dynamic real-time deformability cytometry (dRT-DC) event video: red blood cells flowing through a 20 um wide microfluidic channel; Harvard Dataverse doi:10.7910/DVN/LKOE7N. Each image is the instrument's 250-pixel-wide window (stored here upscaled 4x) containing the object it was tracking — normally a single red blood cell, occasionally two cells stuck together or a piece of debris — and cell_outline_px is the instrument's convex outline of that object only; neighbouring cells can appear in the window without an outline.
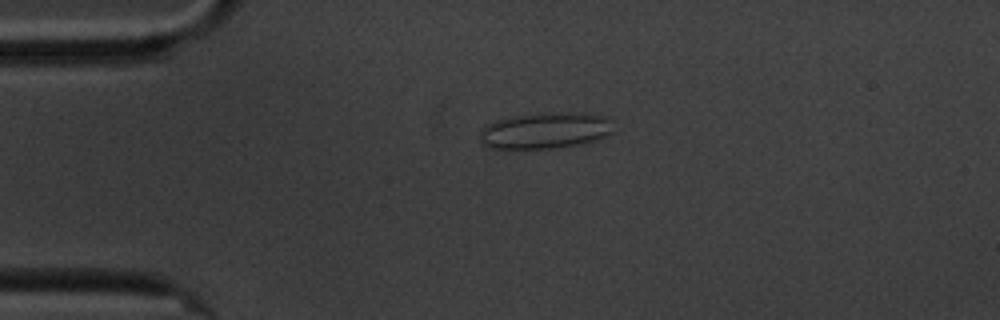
{"species": "common noctule bat (a hibernating species)", "species_latin": "Nyctalus noctula", "temperature_condition": "cold", "stored_images_in_passage": 46, "camera_frame_rate_fps": 3000, "um_per_image_px": 0.085, "animal": {"sex": "male", "body_mass_g": 20.1, "forearm_length_mm": 53.5}, "frame": {"image": 1, "passage_image": 1, "time_ms": 0.0, "image_size_px": [1000, 320], "cell_outline_px": [[612, 132], [608, 136], [596, 140], [580, 144], [556, 148], [488, 148], [480, 144], [480, 128], [496, 120], [512, 116], [540, 112], [588, 112], [612, 116]], "centroid_in_image_um": [46.4, 11.07], "position_along_channel_um": 38.6, "area_um2": 29.07}}
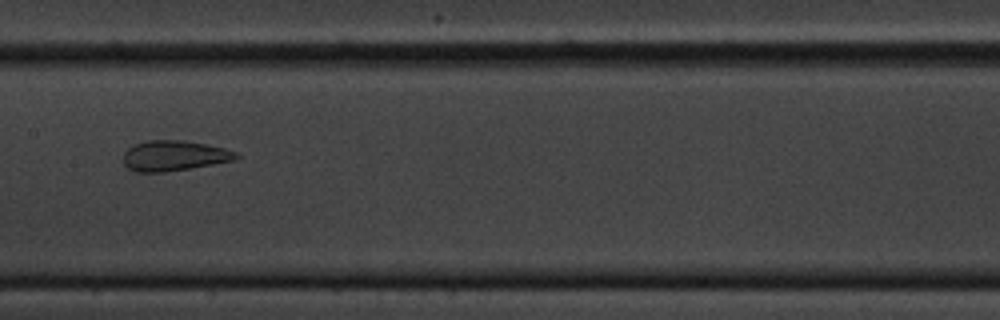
{"frame": {"image": 2, "passage_image": 17, "time_ms": 5.333, "image_size_px": [1000, 320], "cell_outline_px": [[240, 156], [236, 160], [164, 172], [136, 172], [128, 168], [124, 164], [124, 152], [132, 144], [148, 140], [184, 140], [224, 148], [236, 152]], "centroid_in_image_um": [14.77, 13.23], "position_along_channel_um": 192.6, "area_um2": 19.88}}
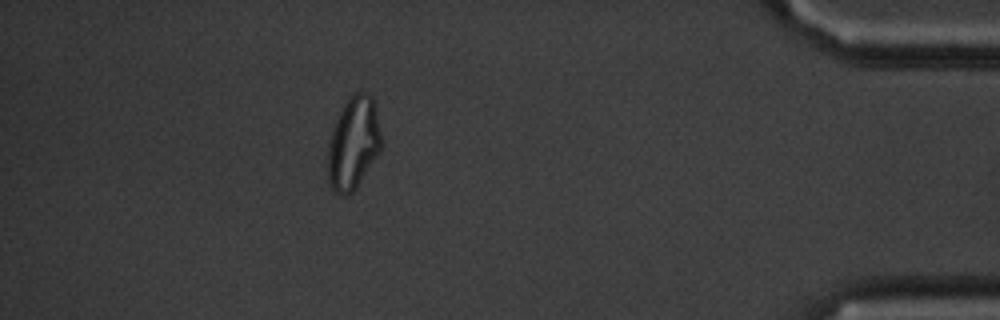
{"frame": {"image": 3, "passage_image": 40, "time_ms": 13.0, "image_size_px": [1000, 320], "cell_outline_px": [[384, 144], [380, 152], [356, 188], [348, 196], [340, 196], [328, 184], [328, 144], [332, 128], [344, 104], [356, 92], [368, 92], [372, 96], [376, 104]], "centroid_in_image_um": [30.08, 12.18], "position_along_channel_um": 405.1, "area_um2": 29.42}, "authors_computed_cell_mechanics": {"area_um2": 22.1085, "velocity_mm_per_s": 3.3991, "shape_relaxation_time_tau1_ms": null, "shape_relaxation_time_tau2_ms": 1.442, "deformation_change_tau1": null, "deformation_change_tau2": 0.0823}}